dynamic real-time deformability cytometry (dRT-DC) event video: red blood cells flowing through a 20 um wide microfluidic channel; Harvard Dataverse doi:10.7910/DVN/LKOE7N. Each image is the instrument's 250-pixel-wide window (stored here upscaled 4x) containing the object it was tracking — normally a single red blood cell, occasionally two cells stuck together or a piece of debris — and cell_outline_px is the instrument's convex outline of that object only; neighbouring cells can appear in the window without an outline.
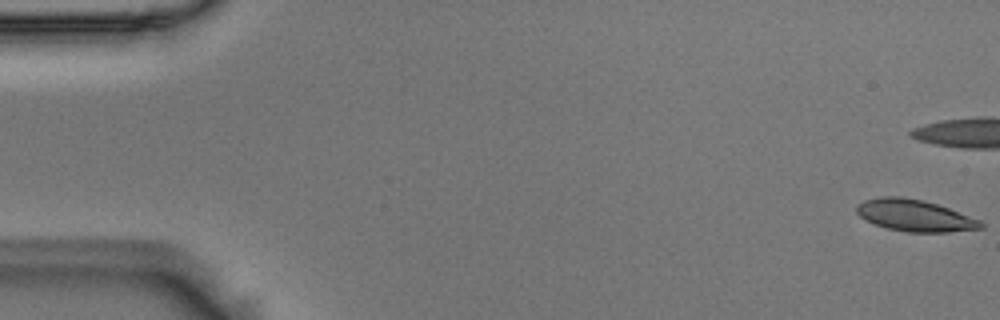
{"species": "Egyptian fruit bat (a non-hibernating species)", "species_latin": "Rousettus aegyptiacus", "temperature_condition": "room temperature", "stored_images_in_passage": 10, "camera_frame_rate_fps": 3000, "um_per_image_px": 0.085, "animal": {"sex": "male"}, "frame": {"image": 1, "passage_image": 1, "time_ms": 0.0, "image_size_px": [1000, 320], "cell_outline_px": [[984, 228], [948, 232], [908, 232], [888, 228], [864, 220], [856, 212], [856, 204], [864, 200], [880, 196], [900, 196], [924, 200], [948, 208], [980, 220], [984, 224]], "centroid_in_image_um": [77.73, 18.31], "position_along_channel_um": 7.3, "area_um2": 22.95}}